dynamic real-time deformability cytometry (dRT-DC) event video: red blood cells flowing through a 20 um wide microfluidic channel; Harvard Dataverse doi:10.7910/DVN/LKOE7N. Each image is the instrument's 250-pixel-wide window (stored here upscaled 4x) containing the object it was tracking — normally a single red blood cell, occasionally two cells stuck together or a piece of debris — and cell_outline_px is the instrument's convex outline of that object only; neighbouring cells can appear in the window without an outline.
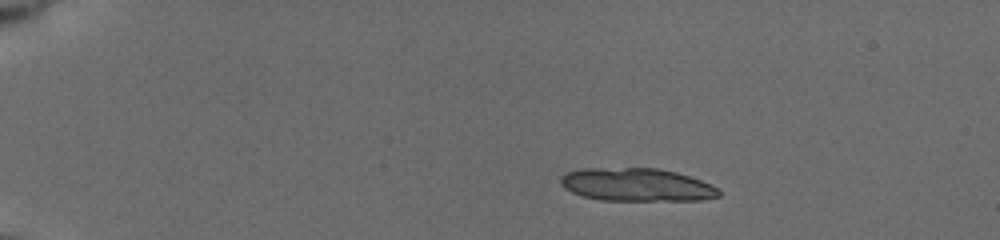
{"species": "common noctule bat (a hibernating species)", "species_latin": "Nyctalus noctula", "temperature_condition": "cold", "stored_images_in_passage": 15, "camera_frame_rate_fps": 3000, "um_per_image_px": 0.085, "animal": {"sex": "female", "body_mass_g": 19.5, "forearm_length_mm": 54.1}, "frame": {"image": 1, "passage_image": 1, "time_ms": 0.0, "image_size_px": [1000, 240], "cell_outline_px": [[720, 196], [700, 200], [600, 200], [584, 196], [572, 192], [564, 188], [560, 184], [560, 176], [564, 172], [580, 168], [656, 168], [676, 172], [700, 180], [716, 188], [720, 192]], "centroid_in_image_um": [54.04, 15.69], "position_along_channel_um": 31.0, "area_um2": 30.4}}